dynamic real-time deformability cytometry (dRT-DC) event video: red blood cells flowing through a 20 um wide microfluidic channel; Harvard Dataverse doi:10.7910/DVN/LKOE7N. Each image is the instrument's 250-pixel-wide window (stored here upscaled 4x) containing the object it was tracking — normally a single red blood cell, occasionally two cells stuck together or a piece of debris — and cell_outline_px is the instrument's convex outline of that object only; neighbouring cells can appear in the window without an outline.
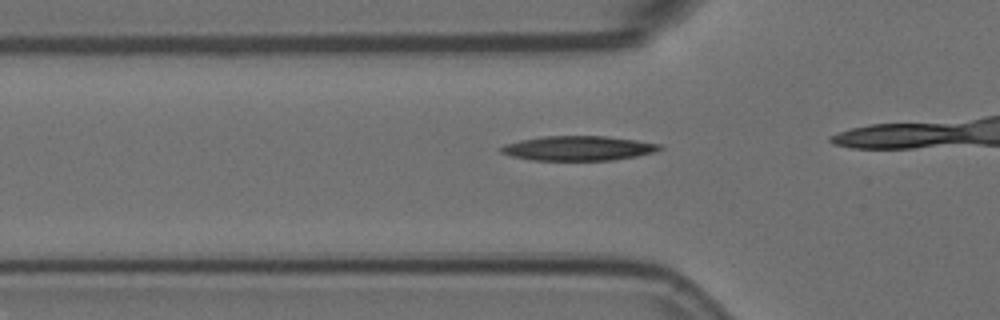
{"species": "Egyptian fruit bat (a non-hibernating species)", "species_latin": "Rousettus aegyptiacus", "temperature_condition": "room temperature", "stored_images_in_passage": 10, "camera_frame_rate_fps": 3000, "um_per_image_px": 0.085, "animal": {"sex": "female"}, "frame": {"image": 1, "passage_image": 5, "time_ms": 1.333, "image_size_px": [1000, 320], "cell_outline_px": [[664, 148], [656, 152], [636, 156], [612, 160], [532, 160], [512, 156], [500, 152], [500, 148], [504, 144], [520, 140], [544, 136], [604, 136], [636, 140], [660, 144]], "centroid_in_image_um": [49.16, 12.6], "position_along_channel_um": 76.6, "area_um2": 22.72}}
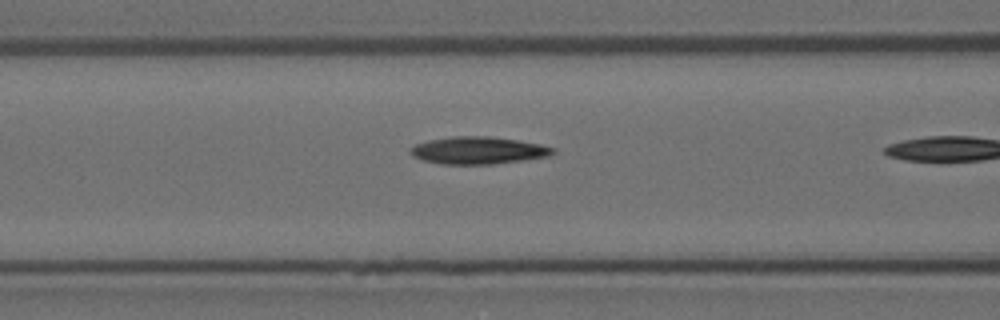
{"frame": {"image": 2, "passage_image": 9, "time_ms": 2.667, "image_size_px": [1000, 320], "cell_outline_px": [[556, 152], [548, 156], [492, 164], [440, 164], [424, 160], [412, 156], [408, 152], [408, 148], [416, 144], [428, 140], [452, 136], [488, 136], [516, 140], [540, 144], [556, 148]], "centroid_in_image_um": [40.6, 12.78], "position_along_channel_um": 126.0, "area_um2": 22.66}}